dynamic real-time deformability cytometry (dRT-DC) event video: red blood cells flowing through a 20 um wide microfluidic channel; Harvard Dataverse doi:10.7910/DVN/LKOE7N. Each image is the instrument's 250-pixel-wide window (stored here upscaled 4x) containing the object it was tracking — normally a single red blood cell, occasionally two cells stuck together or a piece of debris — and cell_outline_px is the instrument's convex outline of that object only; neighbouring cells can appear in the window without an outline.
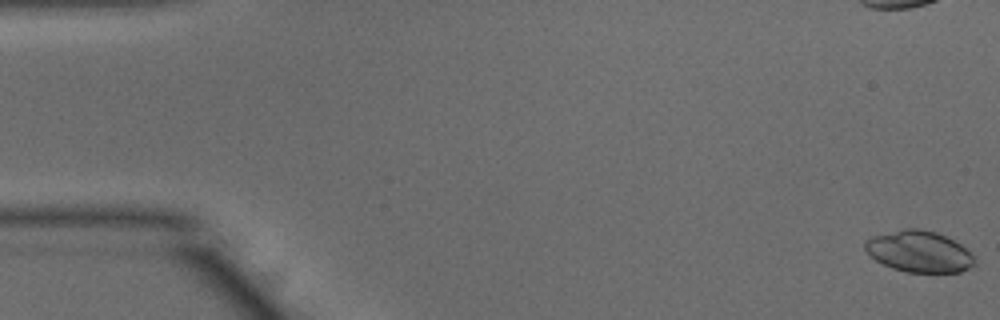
{"species": "common noctule bat (a hibernating species)", "species_latin": "Nyctalus noctula", "temperature_condition": "warm", "stored_images_in_passage": 7, "camera_frame_rate_fps": 3000, "um_per_image_px": 0.085, "animal": {"sex": "male", "body_mass_g": 15.6}, "frame": {"image": 1, "passage_image": 1, "time_ms": 0.0, "image_size_px": [1000, 320], "cell_outline_px": [[976, 264], [960, 272], [904, 272], [892, 268], [876, 260], [864, 248], [864, 240], [872, 236], [904, 228], [920, 228], [936, 232], [960, 244], [976, 260]], "centroid_in_image_um": [78.1, 21.38], "position_along_channel_um": 6.9, "area_um2": 26.24}}